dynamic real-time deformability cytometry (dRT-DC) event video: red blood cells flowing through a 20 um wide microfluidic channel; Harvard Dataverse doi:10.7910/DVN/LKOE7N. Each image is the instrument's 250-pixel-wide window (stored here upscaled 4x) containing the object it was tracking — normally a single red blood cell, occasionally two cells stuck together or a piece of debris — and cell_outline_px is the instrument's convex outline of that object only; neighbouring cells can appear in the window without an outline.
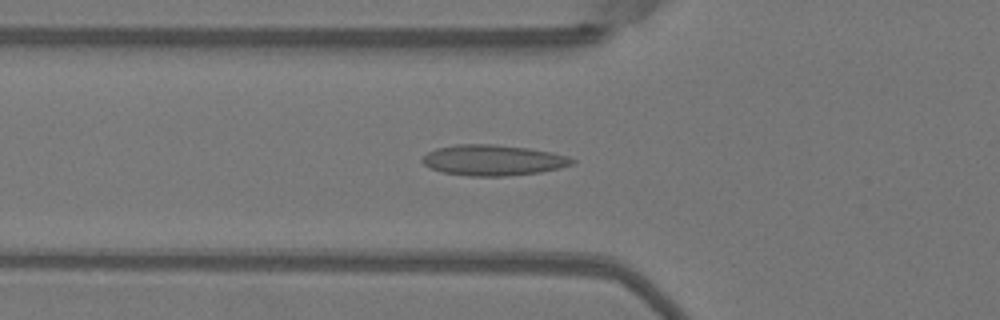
{"species": "Egyptian fruit bat (a non-hibernating species)", "species_latin": "Rousettus aegyptiacus", "temperature_condition": "warm", "stored_images_in_passage": 38, "camera_frame_rate_fps": 3000, "um_per_image_px": 0.085, "animal": {"sex": "female"}, "frame": {"image": 1, "passage_image": 6, "time_ms": 1.667, "image_size_px": [1000, 320], "cell_outline_px": [[576, 164], [560, 168], [540, 172], [504, 176], [468, 176], [444, 172], [428, 168], [420, 160], [428, 152], [436, 148], [456, 144], [496, 144], [528, 148], [568, 156], [576, 160]], "centroid_in_image_um": [41.91, 13.61], "position_along_channel_um": 83.9, "area_um2": 26.88}}
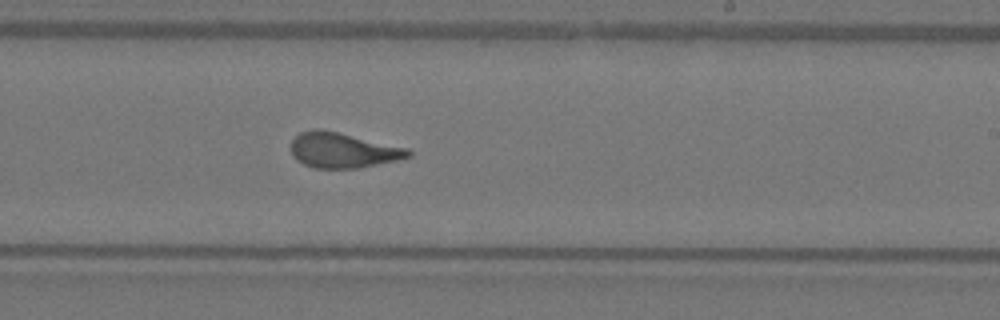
{"frame": {"image": 2, "passage_image": 19, "time_ms": 6.0, "image_size_px": [1000, 320], "cell_outline_px": [[412, 156], [400, 160], [360, 168], [316, 168], [304, 164], [296, 160], [292, 156], [292, 140], [300, 132], [316, 128], [320, 128], [408, 148], [412, 152]], "centroid_in_image_um": [29.17, 12.78], "position_along_channel_um": 259.8, "area_um2": 24.16}}
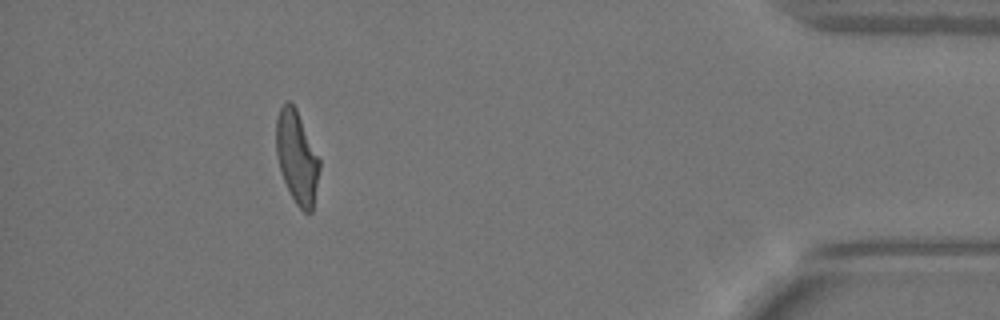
{"frame": {"image": 3, "passage_image": 34, "time_ms": 11.0, "image_size_px": [1000, 320], "cell_outline_px": [[320, 168], [312, 212], [304, 212], [296, 204], [280, 172], [276, 156], [276, 120], [280, 108], [288, 100], [296, 108], [320, 160]], "centroid_in_image_um": [25.23, 13.36], "position_along_channel_um": 410.0, "area_um2": 23.18}, "authors_computed_cell_mechanics": {"area_um2": 24.1315, "velocity_mm_per_s": 4.0441, "shape_relaxation_time_tau1_ms": 5.7041, "shape_relaxation_time_tau2_ms": 0.8654, "deformation_change_tau1": 0.203, "deformation_change_tau2": 0.0723}}